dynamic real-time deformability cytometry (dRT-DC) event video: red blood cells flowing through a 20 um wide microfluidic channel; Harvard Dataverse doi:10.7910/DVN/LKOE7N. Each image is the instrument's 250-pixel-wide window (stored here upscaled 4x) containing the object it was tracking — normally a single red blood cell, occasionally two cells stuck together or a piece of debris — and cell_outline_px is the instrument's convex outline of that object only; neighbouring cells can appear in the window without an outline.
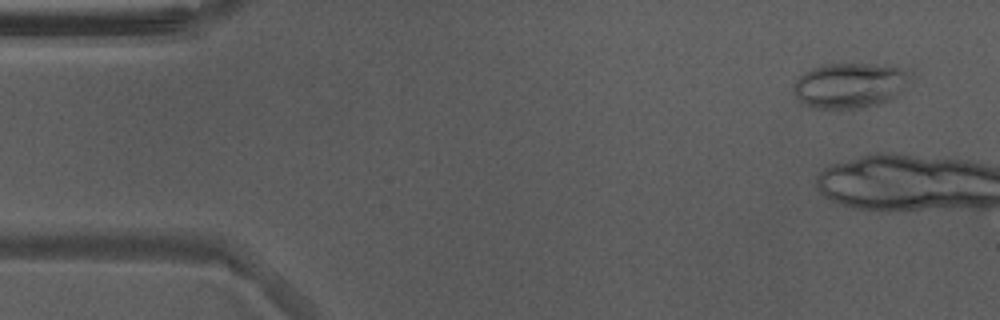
{"species": "Egyptian fruit bat (a non-hibernating species)", "species_latin": "Rousettus aegyptiacus", "temperature_condition": "warm", "stored_images_in_passage": 10, "camera_frame_rate_fps": 3000, "um_per_image_px": 0.085, "animal": {"sex": "male"}, "frame": {"image": 1, "passage_image": 2, "time_ms": 0.333, "image_size_px": [1000, 320], "cell_outline_px": [[904, 76], [900, 92], [892, 100], [880, 104], [864, 108], [816, 108], [804, 104], [792, 92], [792, 88], [796, 80], [804, 72], [812, 68], [824, 64], [888, 64], [900, 68], [904, 72]], "centroid_in_image_um": [72.14, 7.27], "position_along_channel_um": 12.9, "area_um2": 30.29}}